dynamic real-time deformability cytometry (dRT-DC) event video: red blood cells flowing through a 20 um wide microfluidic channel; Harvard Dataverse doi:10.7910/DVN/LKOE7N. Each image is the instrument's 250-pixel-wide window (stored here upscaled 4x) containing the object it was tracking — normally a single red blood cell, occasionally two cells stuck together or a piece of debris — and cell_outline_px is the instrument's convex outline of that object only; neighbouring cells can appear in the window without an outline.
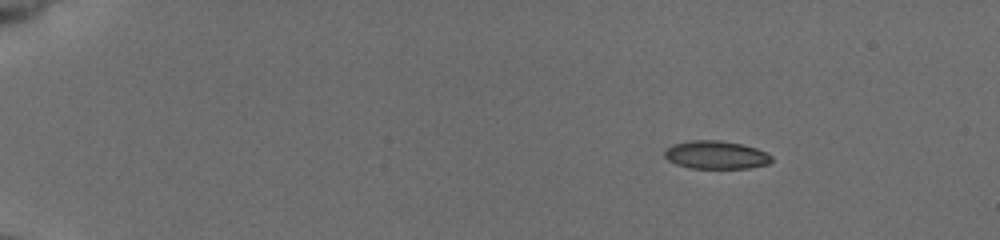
{"species": "common noctule bat (a hibernating species)", "species_latin": "Nyctalus noctula", "temperature_condition": "cold", "stored_images_in_passage": 47, "camera_frame_rate_fps": 3000, "um_per_image_px": 0.085, "animal": {"sex": "female", "body_mass_g": 19.5, "forearm_length_mm": 54.1}, "frame": {"image": 1, "passage_image": 1, "time_ms": 0.0, "image_size_px": [1000, 240], "cell_outline_px": [[772, 160], [768, 164], [748, 168], [688, 168], [676, 164], [668, 160], [664, 156], [664, 148], [672, 144], [692, 140], [720, 140], [740, 144], [756, 148], [772, 156]], "centroid_in_image_um": [60.81, 13.16], "position_along_channel_um": 24.2, "area_um2": 17.57}}
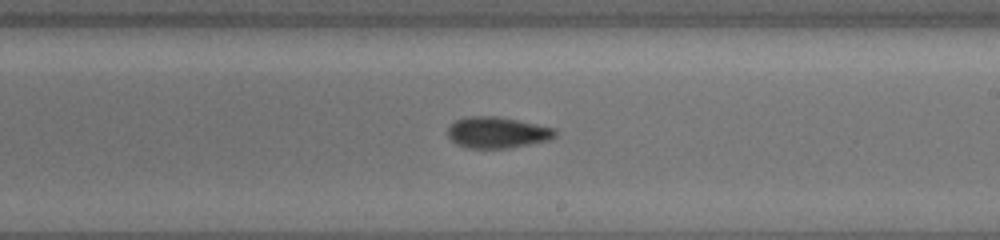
{"frame": {"image": 2, "passage_image": 27, "time_ms": 8.667, "image_size_px": [1000, 240], "cell_outline_px": [[556, 136], [548, 140], [508, 148], [468, 148], [456, 144], [448, 136], [448, 128], [456, 120], [464, 116], [500, 116], [556, 128]], "centroid_in_image_um": [42.26, 11.25], "position_along_channel_um": 246.7, "area_um2": 19.59}}
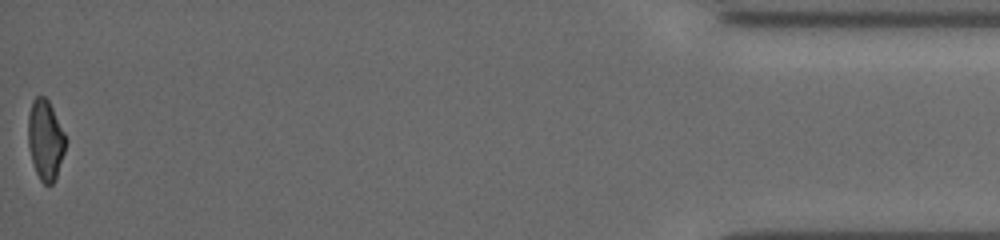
{"frame": {"image": 3, "passage_image": 47, "time_ms": 15.333, "image_size_px": [1000, 240], "cell_outline_px": [[68, 140], [56, 180], [52, 184], [44, 184], [40, 180], [36, 172], [32, 160], [28, 144], [28, 116], [32, 100], [36, 96], [44, 96], [48, 100]], "centroid_in_image_um": [3.87, 11.9], "position_along_channel_um": 431.3, "area_um2": 17.63}, "authors_computed_cell_mechanics": {"area_um2": 18.7272, "velocity_mm_per_s": 3.9353, "shape_relaxation_time_tau1_ms": 4.5889, "shape_relaxation_time_tau2_ms": 3.6612, "deformation_change_tau1": 0.1164, "deformation_change_tau2": 0.0898}}